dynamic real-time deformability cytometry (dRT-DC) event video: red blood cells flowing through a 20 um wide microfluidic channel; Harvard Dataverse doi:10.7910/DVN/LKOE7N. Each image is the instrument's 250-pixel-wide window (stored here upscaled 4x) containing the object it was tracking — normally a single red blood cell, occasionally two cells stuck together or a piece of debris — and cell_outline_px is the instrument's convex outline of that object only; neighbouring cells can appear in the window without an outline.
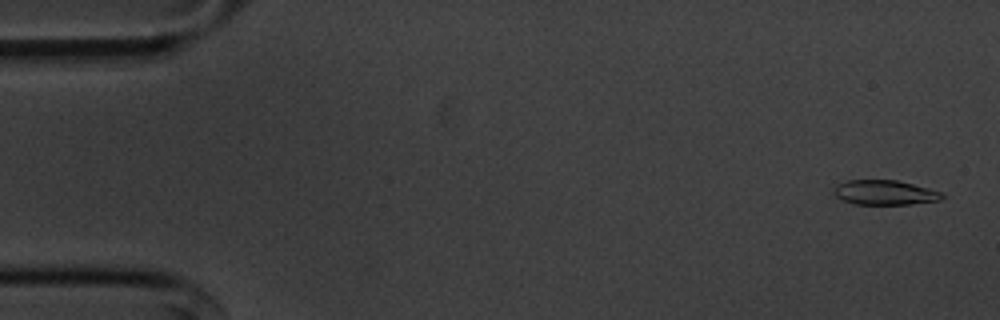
{"species": "common noctule bat (a hibernating species)", "species_latin": "Nyctalus noctula", "temperature_condition": "cold", "stored_images_in_passage": 55, "camera_frame_rate_fps": 3000, "um_per_image_px": 0.085, "animal": {"sex": "male", "body_mass_g": 20.1, "forearm_length_mm": 53.5}, "frame": {"image": 1, "passage_image": 2, "time_ms": 0.333, "image_size_px": [1000, 320], "cell_outline_px": [[944, 196], [940, 200], [908, 204], [856, 204], [844, 200], [836, 196], [832, 192], [840, 184], [848, 180], [896, 180], [944, 192]], "centroid_in_image_um": [75.24, 16.36], "position_along_channel_um": 9.8, "area_um2": 15.32}}
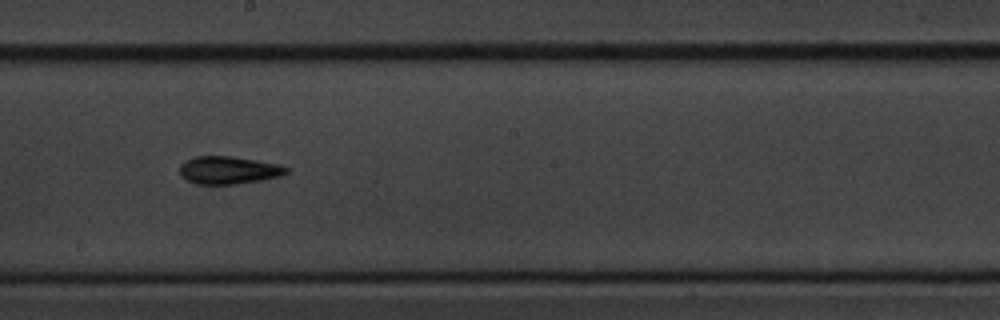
{"frame": {"image": 2, "passage_image": 30, "time_ms": 9.667, "image_size_px": [1000, 320], "cell_outline_px": [[288, 172], [280, 176], [260, 180], [236, 184], [196, 184], [180, 176], [180, 164], [184, 160], [196, 156], [232, 156], [256, 160], [276, 164], [288, 168]], "centroid_in_image_um": [19.38, 14.46], "position_along_channel_um": 228.8, "area_um2": 17.17}}
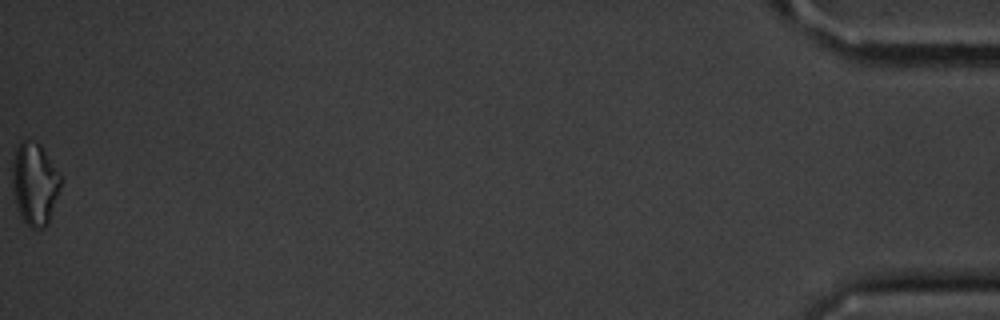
{"frame": {"image": 3, "passage_image": 55, "time_ms": 18.0, "image_size_px": [1000, 320], "cell_outline_px": [[60, 188], [48, 224], [44, 228], [32, 228], [20, 216], [12, 192], [12, 160], [16, 148], [20, 140], [28, 140], [40, 144], [60, 176]], "centroid_in_image_um": [2.91, 15.62], "position_along_channel_um": 432.3, "area_um2": 23.06}, "authors_computed_cell_mechanics": {"area_um2": 16.8198, "velocity_mm_per_s": 3.6396, "shape_relaxation_time_tau1_ms": 4.0566, "shape_relaxation_time_tau2_ms": 6.7451, "deformation_change_tau1": 0.1295, "deformation_change_tau2": 0.1641}}